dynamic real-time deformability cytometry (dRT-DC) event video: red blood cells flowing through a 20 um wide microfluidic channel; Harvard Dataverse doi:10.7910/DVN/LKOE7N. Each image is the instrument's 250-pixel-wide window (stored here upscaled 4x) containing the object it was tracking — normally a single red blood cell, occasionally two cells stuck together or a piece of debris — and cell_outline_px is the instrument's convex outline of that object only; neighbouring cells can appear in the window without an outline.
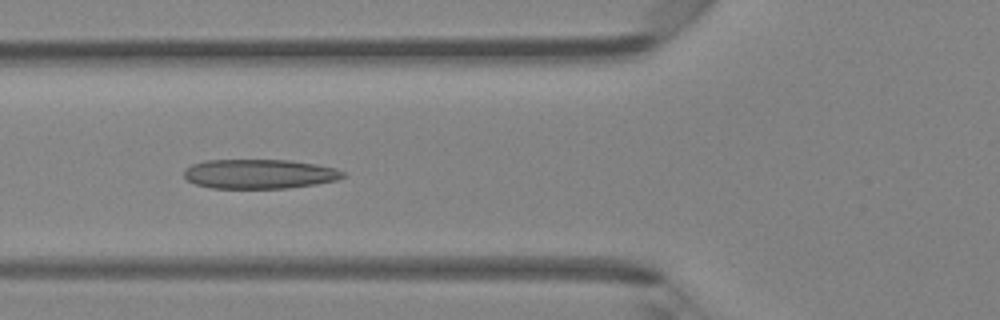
{"species": "Egyptian fruit bat (a non-hibernating species)", "species_latin": "Rousettus aegyptiacus", "temperature_condition": "room temperature", "stored_images_in_passage": 41, "camera_frame_rate_fps": 3000, "um_per_image_px": 0.085, "animal": {"sex": "female"}, "frame": {"image": 1, "passage_image": 12, "time_ms": 3.667, "image_size_px": [1000, 320], "cell_outline_px": [[348, 176], [336, 180], [316, 184], [288, 188], [212, 188], [196, 184], [188, 180], [184, 176], [184, 168], [192, 164], [204, 160], [292, 160], [316, 164], [336, 168], [344, 172]], "centroid_in_image_um": [22.07, 14.78], "position_along_channel_um": 103.7, "area_um2": 27.46}}
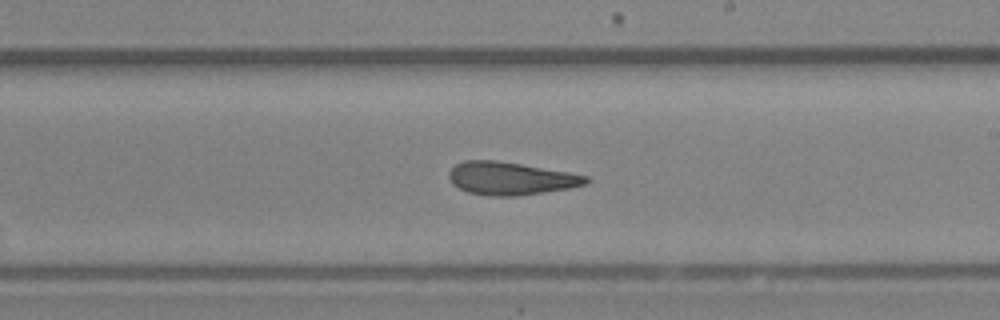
{"frame": {"image": 2, "passage_image": 22, "time_ms": 7.0, "image_size_px": [1000, 320], "cell_outline_px": [[592, 180], [588, 184], [568, 188], [520, 196], [488, 196], [468, 192], [452, 184], [448, 176], [448, 172], [456, 164], [464, 160], [496, 160], [568, 172], [588, 176]], "centroid_in_image_um": [43.4, 15.17], "position_along_channel_um": 245.6, "area_um2": 26.3}}
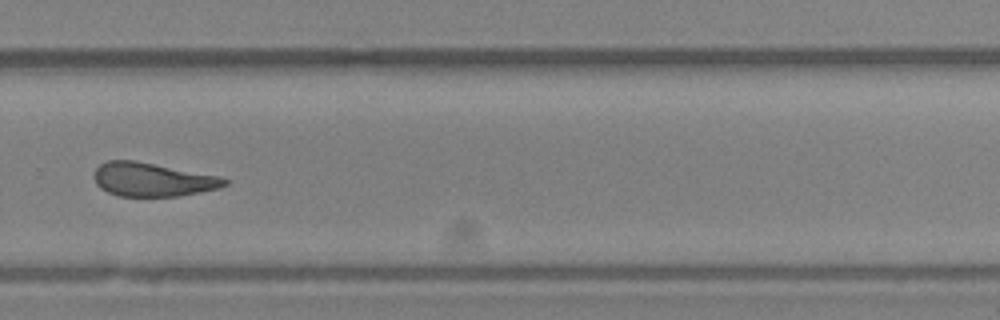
{"frame": {"image": 3, "passage_image": 27, "time_ms": 8.667, "image_size_px": [1000, 320], "cell_outline_px": [[228, 184], [220, 188], [180, 196], [120, 196], [108, 192], [100, 188], [96, 184], [92, 176], [96, 168], [100, 164], [108, 160], [136, 160], [220, 176], [228, 180]], "centroid_in_image_um": [12.95, 15.25], "position_along_channel_um": 316.8, "area_um2": 25.84}, "authors_computed_cell_mechanics": {"area_um2": 26.7036, "velocity_mm_per_s": 4.2859, "shape_relaxation_time_tau1_ms": 9.855, "shape_relaxation_time_tau2_ms": 2.1382, "deformation_change_tau1": 0.2421, "deformation_change_tau2": 0.1176}}